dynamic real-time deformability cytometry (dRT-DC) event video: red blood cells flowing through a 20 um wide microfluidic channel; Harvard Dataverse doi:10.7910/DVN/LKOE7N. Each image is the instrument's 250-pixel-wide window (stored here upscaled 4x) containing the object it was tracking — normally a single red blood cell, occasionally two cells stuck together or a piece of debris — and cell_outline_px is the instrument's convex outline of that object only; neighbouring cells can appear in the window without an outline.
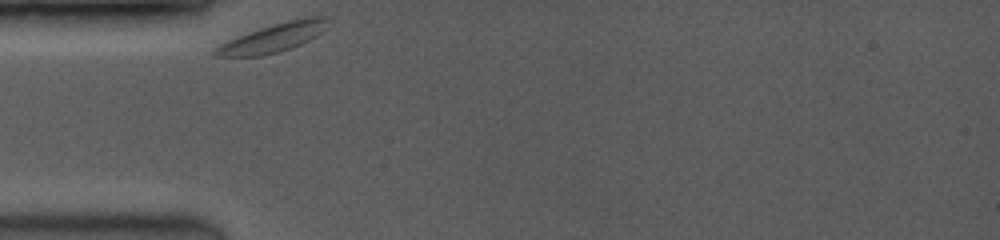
{"species": "common noctule bat (a hibernating species)", "species_latin": "Nyctalus noctula", "temperature_condition": "room temperature", "stored_images_in_passage": 35, "camera_frame_rate_fps": 3500, "um_per_image_px": 0.085, "animal": {"sex": "female", "body_mass_g": 19.0, "forearm_length_mm": 53.3}, "frame": {"image": 1, "passage_image": 1, "time_ms": 0.0, "image_size_px": [1000, 240], "cell_outline_px": [[332, 16], [328, 28], [316, 36], [300, 44], [276, 52], [260, 56], [216, 56], [212, 52], [220, 44], [248, 32], [272, 24], [304, 16]], "centroid_in_image_um": [23.33, 3.16], "position_along_channel_um": 61.7, "area_um2": 18.79}}
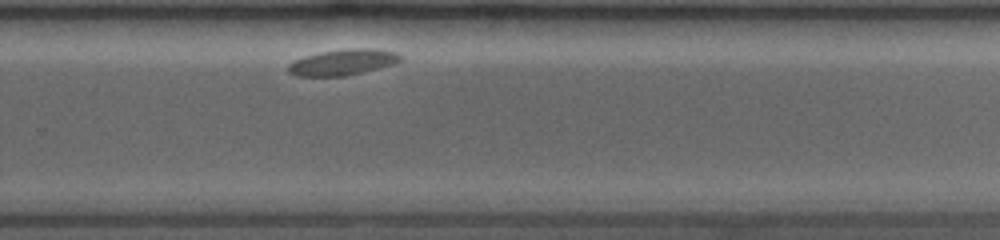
{"frame": {"image": 2, "passage_image": 26, "time_ms": 7.143, "image_size_px": [1000, 240], "cell_outline_px": [[400, 60], [392, 64], [364, 72], [344, 76], [296, 76], [288, 72], [288, 64], [304, 56], [320, 52], [344, 48], [380, 48], [396, 52], [400, 56]], "centroid_in_image_um": [29.13, 5.28], "position_along_channel_um": 300.7, "area_um2": 16.99}}
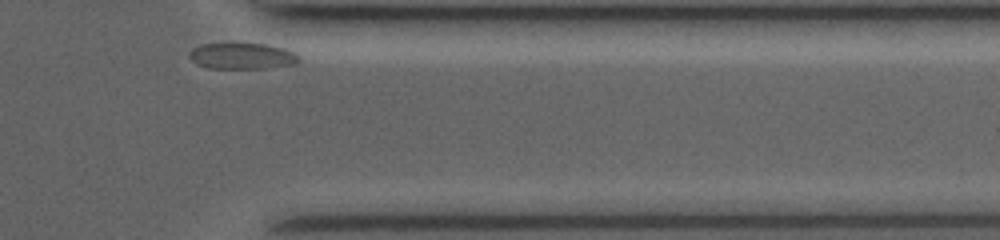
{"frame": {"image": 3, "passage_image": 35, "time_ms": 9.714, "image_size_px": [1000, 240], "cell_outline_px": [[300, 60], [296, 64], [264, 68], [208, 68], [196, 64], [188, 56], [188, 52], [192, 48], [200, 44], [264, 44], [284, 48], [296, 52], [300, 56]], "centroid_in_image_um": [20.58, 4.76], "position_along_channel_um": 390.8, "area_um2": 16.76}}